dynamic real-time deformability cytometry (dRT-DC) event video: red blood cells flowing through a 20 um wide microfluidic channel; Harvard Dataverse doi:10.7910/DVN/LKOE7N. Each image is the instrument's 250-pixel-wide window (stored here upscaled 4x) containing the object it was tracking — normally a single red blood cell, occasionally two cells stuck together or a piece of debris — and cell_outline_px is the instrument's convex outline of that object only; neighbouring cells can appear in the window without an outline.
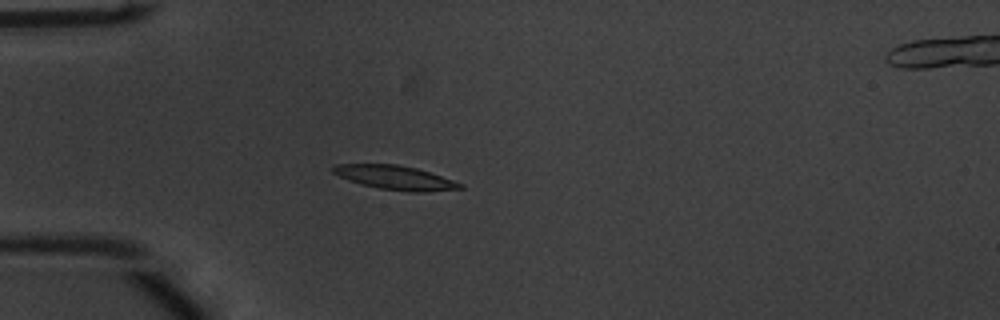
{"species": "common noctule bat (a hibernating species)", "species_latin": "Nyctalus noctula", "temperature_condition": "warm", "stored_images_in_passage": 39, "camera_frame_rate_fps": 3000, "um_per_image_px": 0.085, "animal": {"sex": "male", "body_mass_g": 20.1, "forearm_length_mm": 53.5}, "frame": {"image": 1, "passage_image": 1, "time_ms": 0.0, "image_size_px": [1000, 320], "cell_outline_px": [[464, 188], [424, 192], [408, 192], [380, 188], [360, 184], [348, 180], [332, 172], [332, 168], [336, 164], [396, 164], [416, 168], [464, 184]], "centroid_in_image_um": [33.58, 15.1], "position_along_channel_um": 51.4, "area_um2": 17.63}}
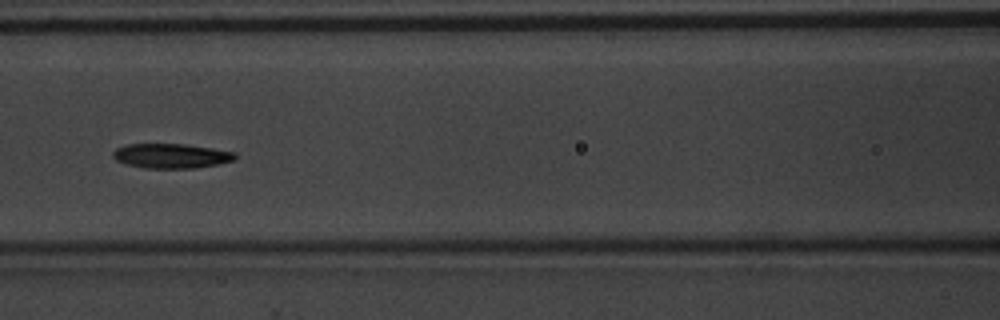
{"frame": {"image": 2, "passage_image": 10, "time_ms": 3.0, "image_size_px": [1000, 320], "cell_outline_px": [[236, 156], [232, 160], [220, 164], [196, 168], [144, 168], [124, 164], [116, 160], [112, 156], [112, 152], [116, 148], [128, 144], [184, 144], [212, 148], [236, 152]], "centroid_in_image_um": [14.53, 13.25], "position_along_channel_um": 152.1, "area_um2": 17.63}}
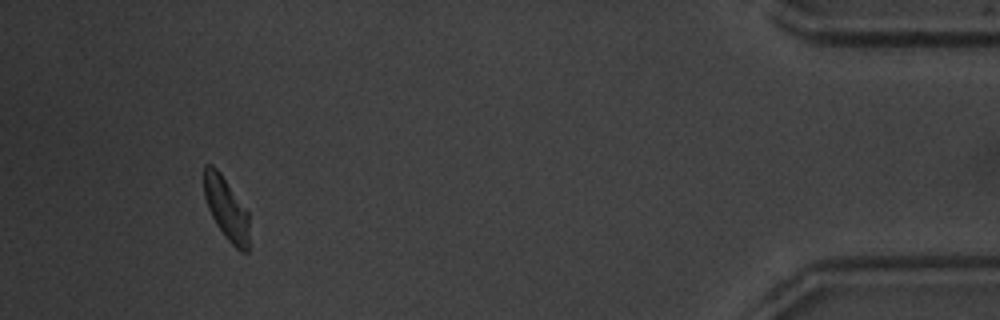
{"frame": {"image": 3, "passage_image": 36, "time_ms": 11.667, "image_size_px": [1000, 320], "cell_outline_px": [[248, 252], [240, 252], [228, 240], [216, 224], [208, 208], [204, 196], [204, 164], [212, 164], [220, 172], [248, 212]], "centroid_in_image_um": [19.22, 17.71], "position_along_channel_um": 416.0, "area_um2": 16.3}, "authors_computed_cell_mechanics": {"area_um2": 17.3978, "velocity_mm_per_s": 3.7642, "shape_relaxation_time_tau1_ms": 4.2255, "shape_relaxation_time_tau2_ms": 6.8994, "deformation_change_tau1": 0.131, "deformation_change_tau2": 0.1545}}